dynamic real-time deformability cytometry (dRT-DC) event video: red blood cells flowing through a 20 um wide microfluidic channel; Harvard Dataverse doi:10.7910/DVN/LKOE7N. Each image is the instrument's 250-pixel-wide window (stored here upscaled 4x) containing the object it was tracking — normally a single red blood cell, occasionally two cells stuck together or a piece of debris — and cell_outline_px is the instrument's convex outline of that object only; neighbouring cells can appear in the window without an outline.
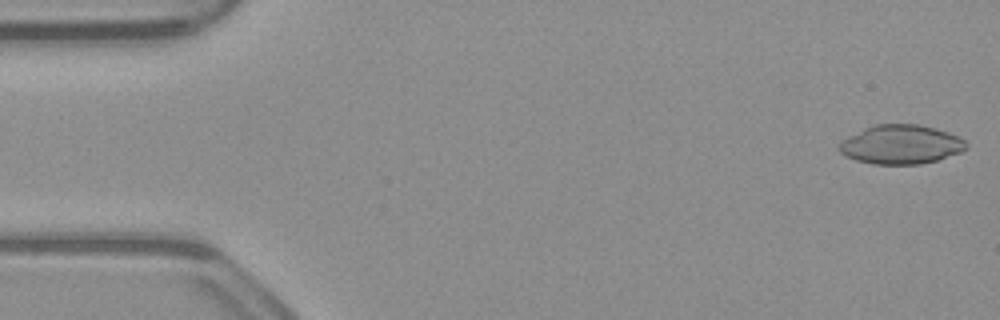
{"species": "common noctule bat (a hibernating species)", "species_latin": "Nyctalus noctula", "temperature_condition": "warm", "stored_images_in_passage": 51, "camera_frame_rate_fps": 3000, "um_per_image_px": 0.085, "animal": {"sex": "male", "body_mass_g": 23.1, "forearm_length_mm": 52.7}, "frame": {"image": 1, "passage_image": 1, "time_ms": 0.0, "image_size_px": [1000, 320], "cell_outline_px": [[968, 148], [960, 152], [936, 160], [920, 164], [872, 164], [856, 160], [844, 156], [836, 148], [848, 136], [864, 128], [876, 124], [916, 124], [948, 132], [964, 140], [968, 144]], "centroid_in_image_um": [76.55, 12.29], "position_along_channel_um": 8.5, "area_um2": 28.78}}